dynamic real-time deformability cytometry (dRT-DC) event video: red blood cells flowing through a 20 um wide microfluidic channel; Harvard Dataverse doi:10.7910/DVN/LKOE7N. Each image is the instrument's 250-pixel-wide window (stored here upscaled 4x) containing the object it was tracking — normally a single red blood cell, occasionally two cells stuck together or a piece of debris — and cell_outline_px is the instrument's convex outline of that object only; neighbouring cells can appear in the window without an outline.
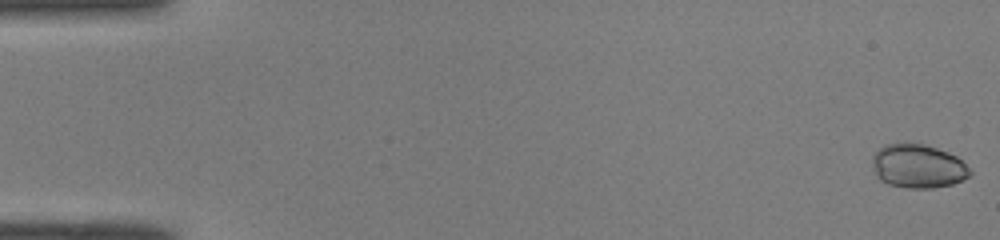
{"species": "common noctule bat (a hibernating species)", "species_latin": "Nyctalus noctula", "temperature_condition": "room temperature", "stored_images_in_passage": 50, "camera_frame_rate_fps": 3000, "um_per_image_px": 0.085, "animal": {"sex": "male", "body_mass_g": 19.0, "forearm_length_mm": 50.8}, "frame": {"image": 1, "passage_image": 1, "time_ms": 0.0, "image_size_px": [1000, 240], "cell_outline_px": [[972, 176], [952, 184], [932, 188], [908, 188], [888, 184], [880, 180], [876, 176], [872, 168], [872, 156], [884, 144], [900, 140], [924, 144], [948, 152], [956, 156], [972, 172]], "centroid_in_image_um": [77.98, 14.09], "position_along_channel_um": 7.0, "area_um2": 25.43}}
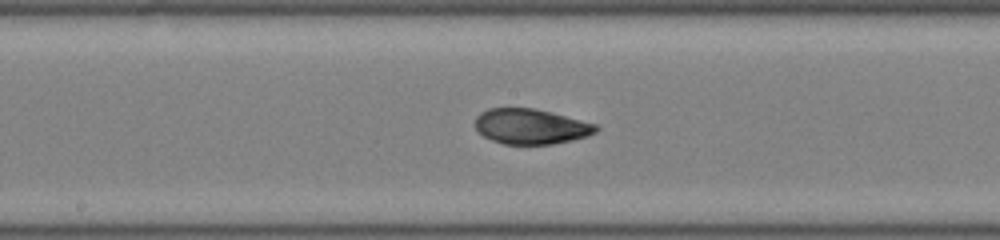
{"frame": {"image": 2, "passage_image": 27, "time_ms": 8.667, "image_size_px": [1000, 240], "cell_outline_px": [[600, 128], [596, 132], [588, 136], [572, 140], [552, 144], [504, 144], [492, 140], [484, 136], [476, 128], [476, 116], [480, 112], [488, 108], [532, 108], [552, 112], [596, 124]], "centroid_in_image_um": [45.14, 10.74], "position_along_channel_um": 203.1, "area_um2": 24.8}}
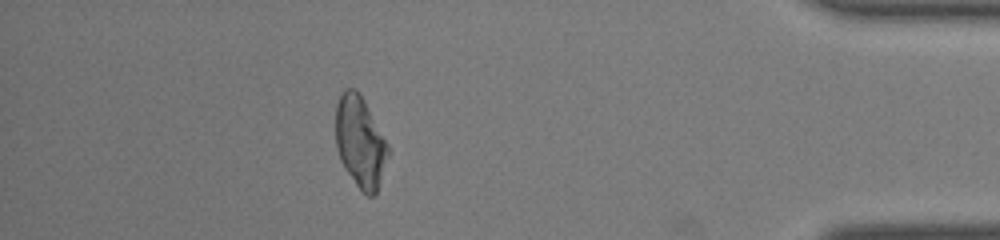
{"frame": {"image": 3, "passage_image": 45, "time_ms": 14.667, "image_size_px": [1000, 240], "cell_outline_px": [[388, 156], [376, 192], [372, 196], [368, 196], [356, 184], [344, 168], [340, 160], [336, 148], [336, 104], [344, 88], [356, 88], [364, 100], [388, 144]], "centroid_in_image_um": [30.59, 12.03], "position_along_channel_um": 404.6, "area_um2": 27.51}, "authors_computed_cell_mechanics": {"area_um2": 25.5765, "velocity_mm_per_s": 4.0886, "shape_relaxation_time_tau1_ms": 7.4146, "shape_relaxation_time_tau2_ms": 2.2347, "deformation_change_tau1": 0.1149, "deformation_change_tau2": 0.0572}}